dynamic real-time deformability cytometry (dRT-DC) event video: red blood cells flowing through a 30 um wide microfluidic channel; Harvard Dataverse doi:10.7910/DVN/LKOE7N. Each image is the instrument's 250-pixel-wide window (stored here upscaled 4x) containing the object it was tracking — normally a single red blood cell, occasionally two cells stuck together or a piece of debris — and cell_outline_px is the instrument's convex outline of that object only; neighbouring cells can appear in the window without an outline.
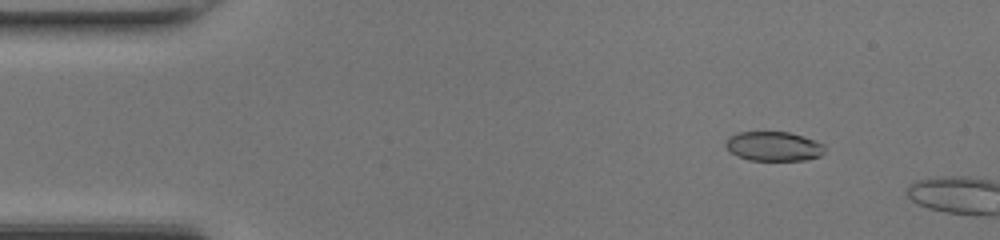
{"species": "common noctule bat (a hibernating species)", "species_latin": "Nyctalus noctula", "temperature_condition": "room temperature", "stored_images_in_passage": 10, "camera_frame_rate_fps": 3000, "um_per_image_px": 0.085, "animal": {"sex": "female", "body_mass_g": 17.0, "forearm_length_mm": 48.0}, "frame": {"image": 1, "passage_image": 6, "time_ms": 1.667, "image_size_px": [1000, 240], "cell_outline_px": [[824, 152], [820, 156], [804, 160], [748, 160], [736, 156], [728, 152], [724, 144], [728, 136], [736, 132], [788, 132], [816, 140], [824, 144]], "centroid_in_image_um": [65.7, 12.43], "position_along_channel_um": 19.3, "area_um2": 17.22}}